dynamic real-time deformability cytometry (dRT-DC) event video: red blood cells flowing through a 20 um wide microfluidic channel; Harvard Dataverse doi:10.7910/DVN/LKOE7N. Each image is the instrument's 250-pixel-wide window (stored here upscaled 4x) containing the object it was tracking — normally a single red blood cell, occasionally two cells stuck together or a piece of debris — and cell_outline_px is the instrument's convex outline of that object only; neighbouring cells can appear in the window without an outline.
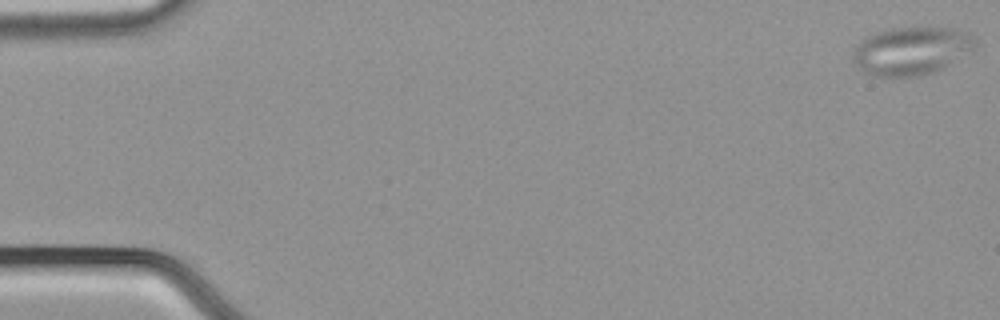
{"species": "common noctule bat (a hibernating species)", "species_latin": "Nyctalus noctula", "temperature_condition": "cold", "stored_images_in_passage": 11, "camera_frame_rate_fps": 3000, "um_per_image_px": 0.085, "animal": {"sex": "male", "body_mass_g": 21.5, "forearm_length_mm": 52.0}, "frame": {"image": 1, "passage_image": 1, "time_ms": 0.0, "image_size_px": [1000, 320], "cell_outline_px": [[976, 48], [944, 68], [936, 72], [920, 76], [872, 76], [864, 72], [852, 60], [852, 52], [856, 44], [860, 40], [876, 32], [892, 28], [956, 28], [972, 32], [976, 40]], "centroid_in_image_um": [77.5, 4.32], "position_along_channel_um": 7.5, "area_um2": 34.68}}